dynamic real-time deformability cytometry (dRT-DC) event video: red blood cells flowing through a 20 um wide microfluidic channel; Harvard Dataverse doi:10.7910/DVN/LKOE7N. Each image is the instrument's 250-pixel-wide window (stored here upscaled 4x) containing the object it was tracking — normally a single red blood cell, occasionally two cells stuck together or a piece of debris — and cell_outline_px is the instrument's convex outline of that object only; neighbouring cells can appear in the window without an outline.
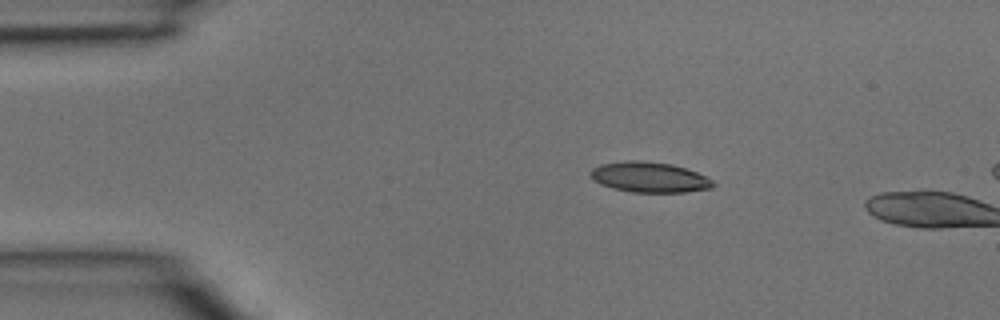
{"species": "common noctule bat (a hibernating species)", "species_latin": "Nyctalus noctula", "temperature_condition": "room temperature", "stored_images_in_passage": 3, "camera_frame_rate_fps": 3000, "um_per_image_px": 0.085, "animal": {"sex": "male", "body_mass_g": 15.6}, "frame": {"image": 1, "passage_image": 2, "time_ms": 0.333, "image_size_px": [1000, 320], "cell_outline_px": [[716, 184], [712, 188], [684, 192], [632, 192], [612, 188], [600, 184], [592, 180], [588, 176], [588, 172], [592, 168], [600, 164], [628, 160], [640, 160], [672, 164], [708, 176]], "centroid_in_image_um": [55.16, 15.06], "position_along_channel_um": 29.8, "area_um2": 21.96}}